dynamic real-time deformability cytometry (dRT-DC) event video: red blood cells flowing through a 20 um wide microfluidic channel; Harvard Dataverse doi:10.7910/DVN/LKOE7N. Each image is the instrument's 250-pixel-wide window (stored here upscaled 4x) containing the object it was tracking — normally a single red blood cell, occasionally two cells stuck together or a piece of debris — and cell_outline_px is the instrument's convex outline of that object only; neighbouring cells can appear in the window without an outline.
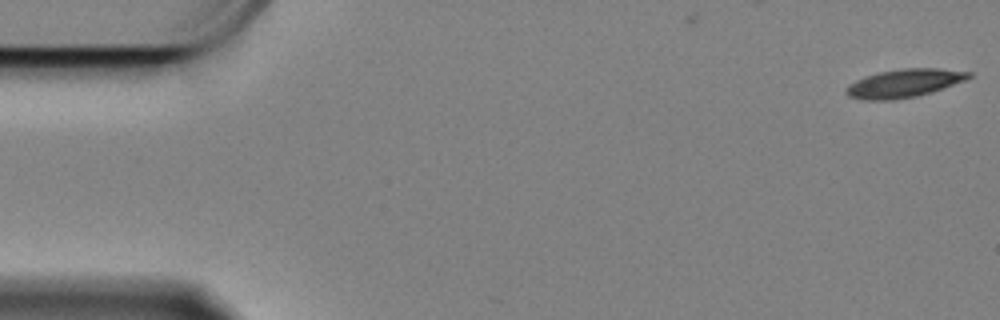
{"species": "Egyptian fruit bat (a non-hibernating species)", "species_latin": "Rousettus aegyptiacus", "temperature_condition": "cold", "stored_images_in_passage": 10, "camera_frame_rate_fps": 3000, "um_per_image_px": 0.085, "animal": {"sex": "female"}, "frame": {"image": 1, "passage_image": 1, "time_ms": 0.0, "image_size_px": [1000, 320], "cell_outline_px": [[972, 76], [964, 80], [932, 92], [916, 96], [892, 100], [860, 100], [848, 96], [844, 92], [844, 88], [848, 84], [856, 80], [880, 72], [904, 68], [936, 68], [972, 72]], "centroid_in_image_um": [76.81, 7.08], "position_along_channel_um": 8.2, "area_um2": 20.11}}